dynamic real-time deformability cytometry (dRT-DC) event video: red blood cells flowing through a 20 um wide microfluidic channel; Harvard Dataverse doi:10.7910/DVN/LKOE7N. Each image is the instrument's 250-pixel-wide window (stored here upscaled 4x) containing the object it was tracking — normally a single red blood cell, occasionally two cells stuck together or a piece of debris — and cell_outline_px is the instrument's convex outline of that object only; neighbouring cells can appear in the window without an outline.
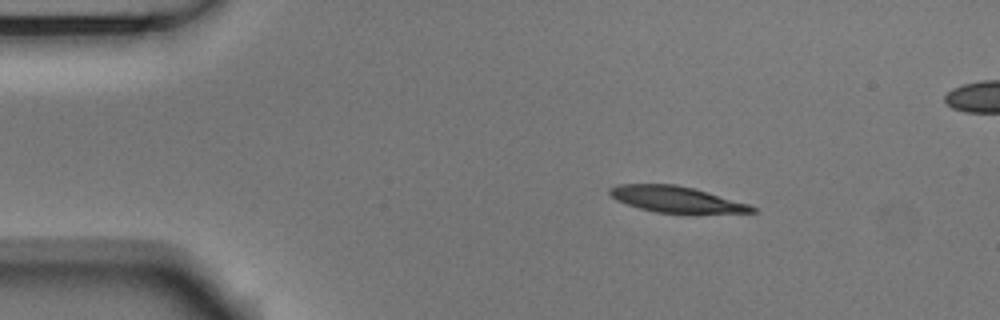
{"species": "Egyptian fruit bat (a non-hibernating species)", "species_latin": "Rousettus aegyptiacus", "temperature_condition": "room temperature", "stored_images_in_passage": 47, "segment_of_instrument_passage": [1, 2], "camera_frame_rate_fps": 3000, "um_per_image_px": 0.085, "animal": {"sex": "male"}, "frame": {"image": 1, "passage_image": 1, "time_ms": 0.0, "image_size_px": [1000, 320], "cell_outline_px": [[756, 212], [656, 212], [640, 208], [628, 204], [612, 196], [608, 192], [608, 188], [620, 184], [672, 184], [692, 188], [748, 204], [756, 208]], "centroid_in_image_um": [57.42, 16.92], "position_along_channel_um": 27.6, "area_um2": 20.69}}
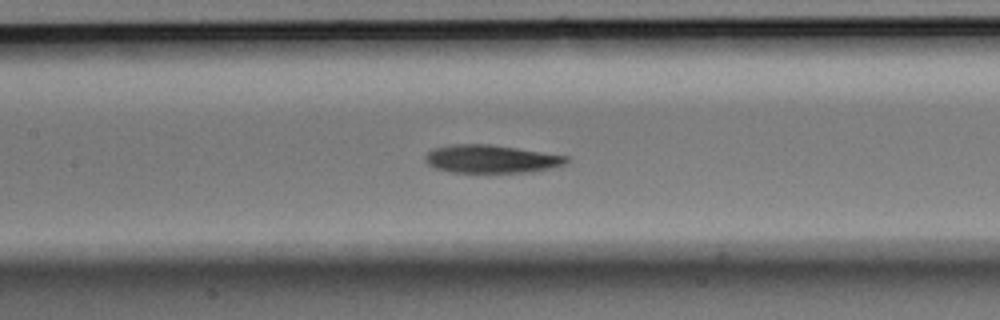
{"frame": {"image": 2, "passage_image": 17, "time_ms": 5.333, "image_size_px": [1000, 320], "cell_outline_px": [[568, 160], [564, 164], [532, 172], [452, 172], [436, 168], [428, 164], [424, 160], [424, 156], [428, 152], [436, 148], [452, 144], [488, 144], [516, 148], [568, 156]], "centroid_in_image_um": [41.72, 13.51], "position_along_channel_um": 165.7, "area_um2": 22.77}}
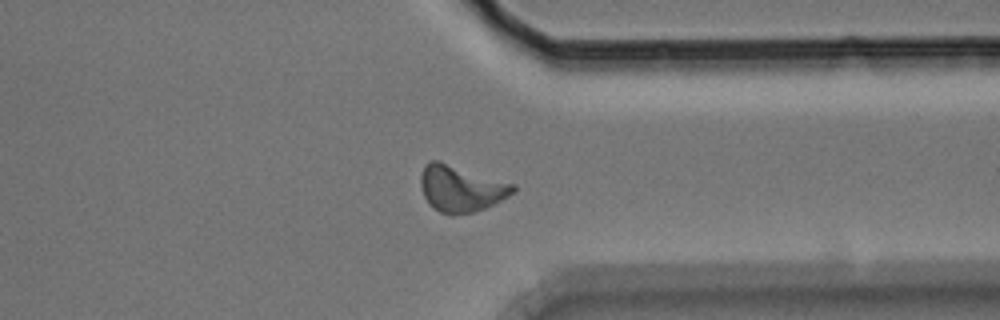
{"frame": {"image": 3, "passage_image": 34, "time_ms": 11.0, "image_size_px": [1000, 320], "cell_outline_px": [[516, 188], [508, 196], [484, 208], [472, 212], [452, 216], [440, 212], [424, 196], [420, 184], [420, 176], [424, 164], [428, 160], [440, 160], [516, 184]], "centroid_in_image_um": [39.17, 15.99], "position_along_channel_um": 372.2, "area_um2": 24.97}}